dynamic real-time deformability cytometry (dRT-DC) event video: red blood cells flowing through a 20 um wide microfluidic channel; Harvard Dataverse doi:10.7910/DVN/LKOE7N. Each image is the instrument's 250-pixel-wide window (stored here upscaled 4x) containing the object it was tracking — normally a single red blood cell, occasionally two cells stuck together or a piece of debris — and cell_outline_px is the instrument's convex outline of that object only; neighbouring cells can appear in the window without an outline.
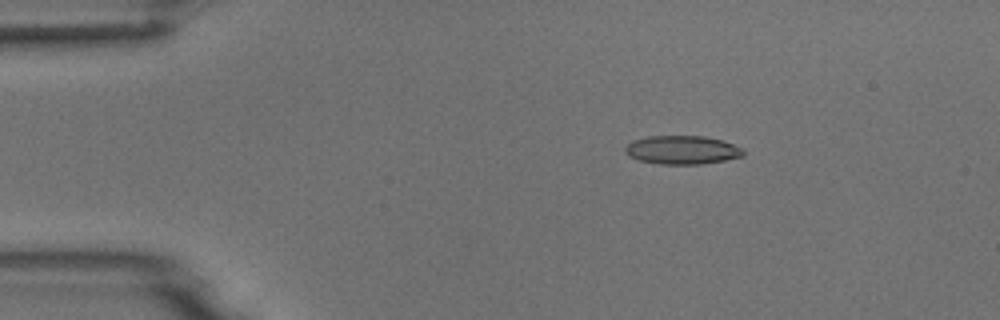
{"species": "common noctule bat (a hibernating species)", "species_latin": "Nyctalus noctula", "temperature_condition": "room temperature", "stored_images_in_passage": 10, "camera_frame_rate_fps": 3000, "um_per_image_px": 0.085, "animal": {"sex": "male", "body_mass_g": 18.8}, "frame": {"image": 1, "passage_image": 3, "time_ms": 2.333, "image_size_px": [1000, 320], "cell_outline_px": [[744, 156], [724, 160], [700, 164], [660, 164], [640, 160], [628, 156], [624, 152], [624, 148], [632, 140], [648, 136], [704, 136], [724, 140], [744, 148]], "centroid_in_image_um": [57.99, 12.73], "position_along_channel_um": 27.0, "area_um2": 19.83}}